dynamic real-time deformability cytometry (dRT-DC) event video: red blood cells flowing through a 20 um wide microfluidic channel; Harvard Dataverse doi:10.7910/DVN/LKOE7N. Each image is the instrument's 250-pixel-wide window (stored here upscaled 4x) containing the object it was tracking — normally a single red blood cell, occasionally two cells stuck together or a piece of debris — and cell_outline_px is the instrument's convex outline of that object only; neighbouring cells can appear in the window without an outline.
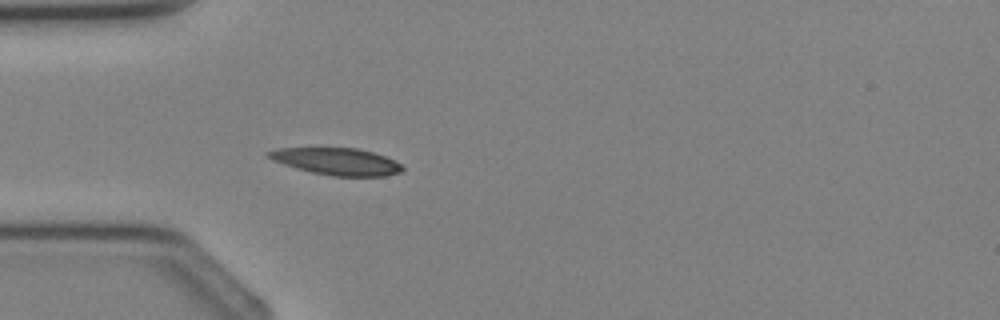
{"species": "Egyptian fruit bat (a non-hibernating species)", "species_latin": "Rousettus aegyptiacus", "temperature_condition": "cold", "stored_images_in_passage": 4, "camera_frame_rate_fps": 3000, "um_per_image_px": 0.085, "animal": {"sex": "female"}, "frame": {"image": 1, "passage_image": 4, "time_ms": 3.667, "image_size_px": [1000, 320], "cell_outline_px": [[404, 168], [400, 172], [384, 176], [332, 176], [312, 172], [296, 168], [272, 160], [264, 152], [276, 148], [356, 148], [372, 152], [384, 156], [400, 164]], "centroid_in_image_um": [28.58, 13.72], "position_along_channel_um": 56.4, "area_um2": 20.87}}